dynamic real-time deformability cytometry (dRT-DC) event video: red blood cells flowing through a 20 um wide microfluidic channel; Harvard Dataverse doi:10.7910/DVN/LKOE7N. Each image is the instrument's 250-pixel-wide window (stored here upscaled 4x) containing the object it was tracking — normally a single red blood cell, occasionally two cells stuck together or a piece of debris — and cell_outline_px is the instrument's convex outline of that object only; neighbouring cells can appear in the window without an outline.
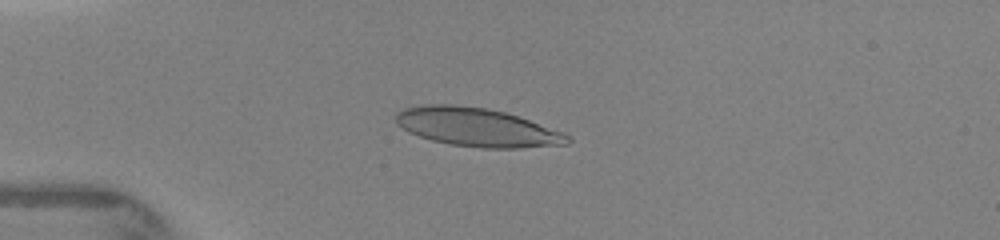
{"species": "human", "species_latin": "Homo sapiens", "temperature_condition": "warm", "stored_images_in_passage": 73, "camera_frame_rate_fps": 3000, "um_per_image_px": 0.085, "donor": {"sex": "female"}, "frame": {"image": 1, "passage_image": 20, "time_ms": 3.667, "image_size_px": [1000, 240], "cell_outline_px": [[572, 140], [568, 144], [520, 148], [480, 148], [448, 144], [432, 140], [408, 132], [396, 124], [396, 112], [404, 108], [424, 104], [452, 104], [488, 108], [504, 112], [564, 132]], "centroid_in_image_um": [40.51, 10.82], "position_along_channel_um": 44.5, "area_um2": 38.61}}
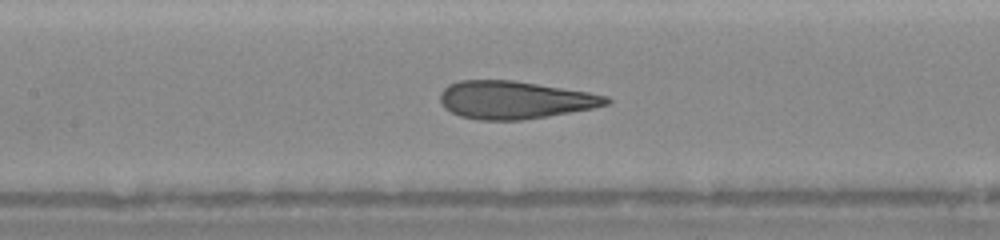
{"frame": {"image": 2, "passage_image": 36, "time_ms": 7.0, "image_size_px": [1000, 240], "cell_outline_px": [[612, 100], [608, 104], [592, 108], [548, 116], [524, 120], [480, 120], [460, 116], [444, 108], [440, 104], [440, 92], [448, 84], [460, 80], [512, 80], [588, 92], [608, 96]], "centroid_in_image_um": [43.71, 8.49], "position_along_channel_um": 163.7, "area_um2": 36.59}}
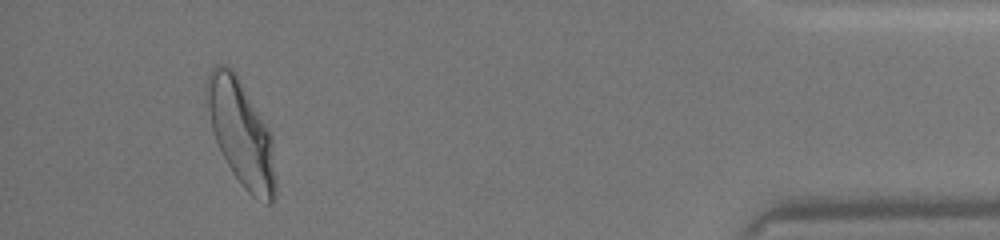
{"frame": {"image": 3, "passage_image": 68, "time_ms": 14.0, "image_size_px": [1000, 240], "cell_outline_px": [[276, 192], [272, 204], [268, 204], [256, 200], [244, 188], [232, 172], [216, 140], [212, 128], [204, 96], [208, 72], [216, 64], [224, 64], [232, 68], [272, 136], [276, 176]], "centroid_in_image_um": [20.49, 11.35], "position_along_channel_um": 414.7, "area_um2": 42.08}}